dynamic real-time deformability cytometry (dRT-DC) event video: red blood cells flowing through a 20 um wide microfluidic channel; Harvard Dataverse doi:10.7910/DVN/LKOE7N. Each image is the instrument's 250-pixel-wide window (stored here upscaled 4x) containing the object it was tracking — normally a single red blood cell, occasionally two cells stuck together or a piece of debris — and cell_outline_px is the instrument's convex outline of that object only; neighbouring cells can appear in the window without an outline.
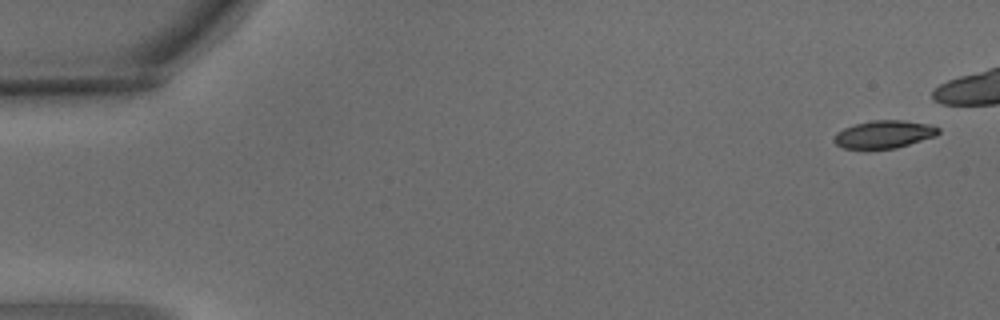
{"species": "common noctule bat (a hibernating species)", "species_latin": "Nyctalus noctula", "temperature_condition": "warm", "stored_images_in_passage": 10, "camera_frame_rate_fps": 3000, "um_per_image_px": 0.085, "animal": {"sex": "male", "body_mass_g": 15.6}, "frame": {"image": 1, "passage_image": 1, "time_ms": 0.0, "image_size_px": [1000, 320], "cell_outline_px": [[940, 132], [936, 136], [896, 148], [844, 148], [836, 144], [832, 140], [836, 132], [844, 128], [856, 124], [872, 120], [904, 120], [928, 124], [940, 128]], "centroid_in_image_um": [75.15, 11.41], "position_along_channel_um": 9.9, "area_um2": 16.76}}
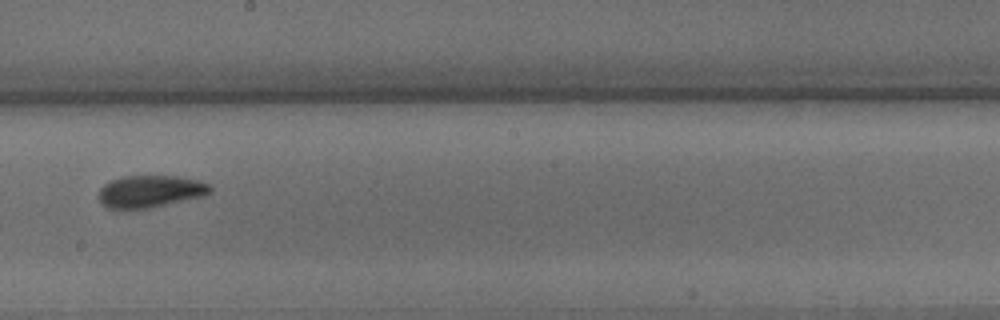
{"frame": {"image": 2, "passage_image": 10, "time_ms": 3.0, "image_size_px": [1000, 320], "cell_outline_px": [[212, 192], [200, 196], [148, 208], [108, 208], [100, 200], [100, 188], [104, 184], [112, 180], [124, 176], [180, 176], [200, 180], [212, 184]], "centroid_in_image_um": [12.82, 16.24], "position_along_channel_um": 235.4, "area_um2": 20.58}}